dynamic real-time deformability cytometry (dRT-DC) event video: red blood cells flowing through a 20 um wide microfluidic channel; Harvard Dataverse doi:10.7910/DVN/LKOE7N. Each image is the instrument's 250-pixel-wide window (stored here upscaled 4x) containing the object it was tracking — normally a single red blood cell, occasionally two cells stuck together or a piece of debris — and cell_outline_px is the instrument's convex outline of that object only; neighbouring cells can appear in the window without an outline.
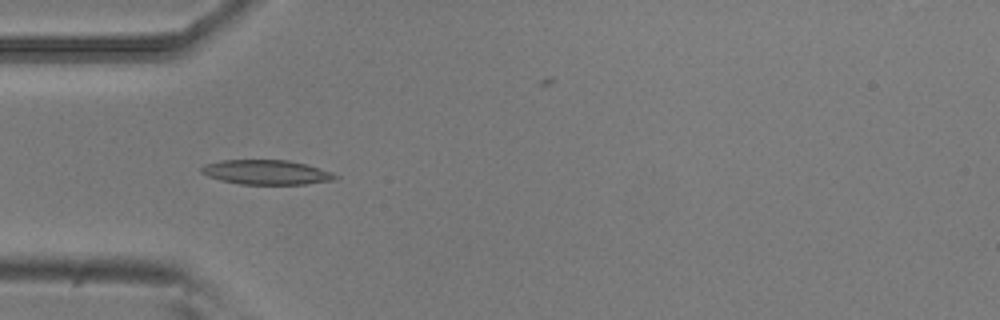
{"species": "common noctule bat (a hibernating species)", "species_latin": "Nyctalus noctula", "temperature_condition": "room temperature", "stored_images_in_passage": 43, "camera_frame_rate_fps": 3000, "um_per_image_px": 0.085, "animal": {"sex": "male", "body_mass_g": 20.5, "forearm_length_mm": 52.5}, "frame": {"image": 1, "passage_image": 13, "time_ms": 4.0, "image_size_px": [1000, 320], "cell_outline_px": [[340, 176], [336, 180], [304, 184], [240, 184], [220, 180], [208, 176], [200, 172], [200, 168], [204, 164], [220, 160], [288, 160], [304, 164], [332, 172]], "centroid_in_image_um": [22.63, 14.64], "position_along_channel_um": 62.4, "area_um2": 19.19}}
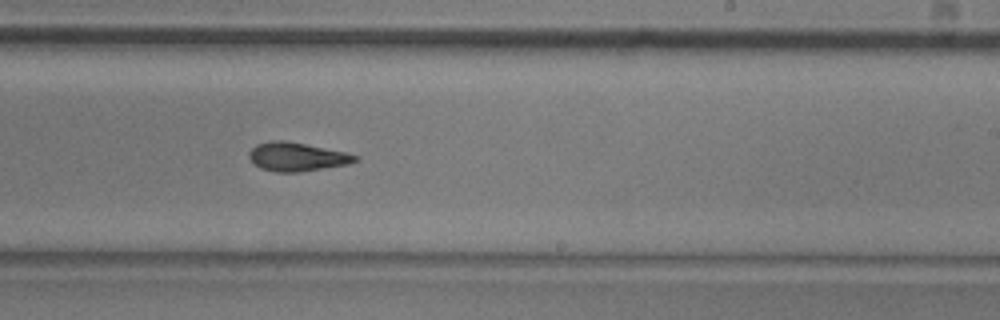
{"frame": {"image": 2, "passage_image": 29, "time_ms": 9.333, "image_size_px": [1000, 320], "cell_outline_px": [[360, 160], [348, 164], [300, 172], [276, 172], [260, 168], [248, 156], [248, 152], [256, 144], [268, 140], [284, 140], [344, 152], [360, 156]], "centroid_in_image_um": [25.23, 13.32], "position_along_channel_um": 263.8, "area_um2": 17.69}}
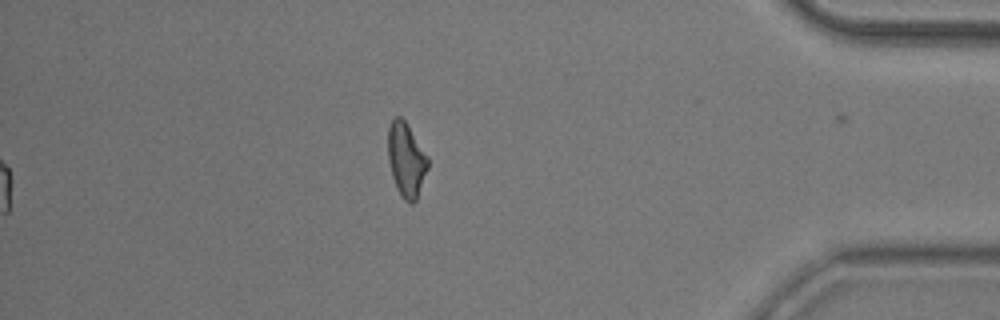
{"frame": {"image": 3, "passage_image": 43, "time_ms": 14.0, "image_size_px": [1000, 320], "cell_outline_px": [[428, 168], [416, 200], [412, 204], [408, 204], [404, 200], [396, 188], [392, 176], [388, 160], [388, 128], [392, 120], [396, 116], [400, 116], [408, 124], [428, 156]], "centroid_in_image_um": [34.53, 13.58], "position_along_channel_um": 400.7, "area_um2": 17.34}, "authors_computed_cell_mechanics": {"area_um2": 17.7446, "velocity_mm_per_s": 3.773, "shape_relaxation_time_tau1_ms": 6.3282, "shape_relaxation_time_tau2_ms": 3.3124, "deformation_change_tau1": 0.1708, "deformation_change_tau2": 0.1204}}